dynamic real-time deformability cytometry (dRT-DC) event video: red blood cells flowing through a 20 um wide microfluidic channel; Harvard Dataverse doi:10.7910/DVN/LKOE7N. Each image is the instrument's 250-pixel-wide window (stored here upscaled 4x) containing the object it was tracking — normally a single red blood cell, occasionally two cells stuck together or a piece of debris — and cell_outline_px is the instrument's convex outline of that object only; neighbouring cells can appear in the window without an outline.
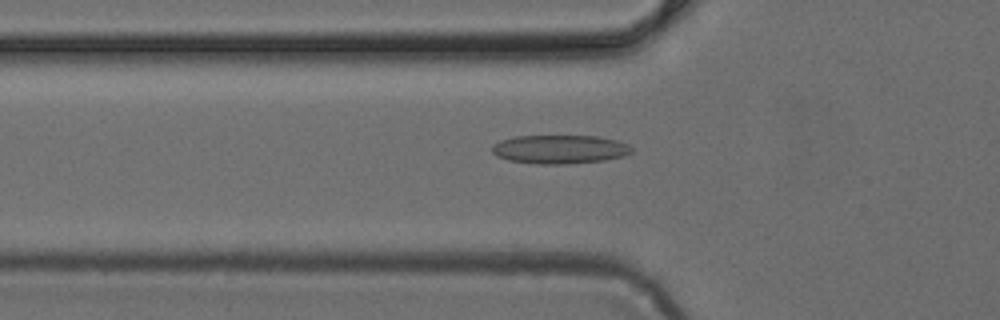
{"species": "common noctule bat (a hibernating species)", "species_latin": "Nyctalus noctula", "temperature_condition": "cold", "stored_images_in_passage": 49, "camera_frame_rate_fps": 3000, "um_per_image_px": 0.085, "animal": {"sex": "female", "body_mass_g": 24.6, "forearm_length_mm": 56.2}, "frame": {"image": 1, "passage_image": 17, "time_ms": 5.333, "image_size_px": [1000, 320], "cell_outline_px": [[632, 152], [624, 156], [604, 160], [568, 164], [536, 164], [508, 160], [496, 156], [492, 152], [492, 144], [500, 140], [516, 136], [596, 136], [616, 140], [628, 144], [632, 148]], "centroid_in_image_um": [47.55, 12.69], "position_along_channel_um": 78.2, "area_um2": 23.47}}
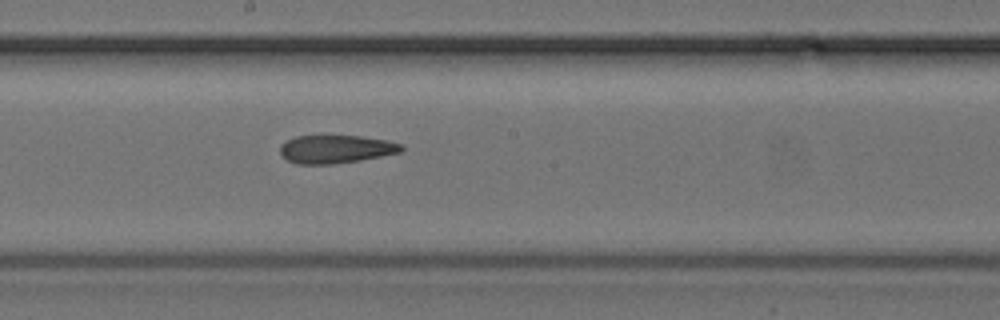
{"frame": {"image": 2, "passage_image": 27, "time_ms": 8.667, "image_size_px": [1000, 320], "cell_outline_px": [[404, 148], [400, 152], [360, 160], [332, 164], [296, 164], [288, 160], [280, 152], [280, 144], [284, 140], [296, 136], [360, 136], [388, 140], [400, 144]], "centroid_in_image_um": [28.51, 12.67], "position_along_channel_um": 219.7, "area_um2": 19.83}}
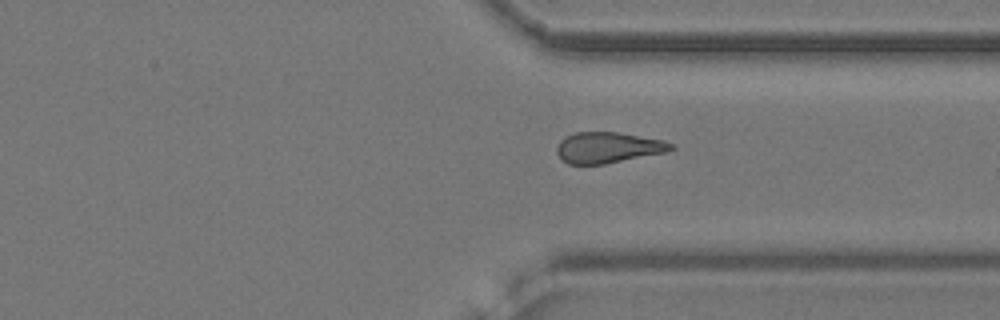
{"frame": {"image": 3, "passage_image": 37, "time_ms": 12.0, "image_size_px": [1000, 320], "cell_outline_px": [[676, 148], [664, 152], [604, 164], [568, 164], [556, 152], [556, 148], [560, 140], [564, 136], [576, 132], [616, 132], [664, 140], [672, 144]], "centroid_in_image_um": [51.65, 12.53], "position_along_channel_um": 359.7, "area_um2": 20.35}}